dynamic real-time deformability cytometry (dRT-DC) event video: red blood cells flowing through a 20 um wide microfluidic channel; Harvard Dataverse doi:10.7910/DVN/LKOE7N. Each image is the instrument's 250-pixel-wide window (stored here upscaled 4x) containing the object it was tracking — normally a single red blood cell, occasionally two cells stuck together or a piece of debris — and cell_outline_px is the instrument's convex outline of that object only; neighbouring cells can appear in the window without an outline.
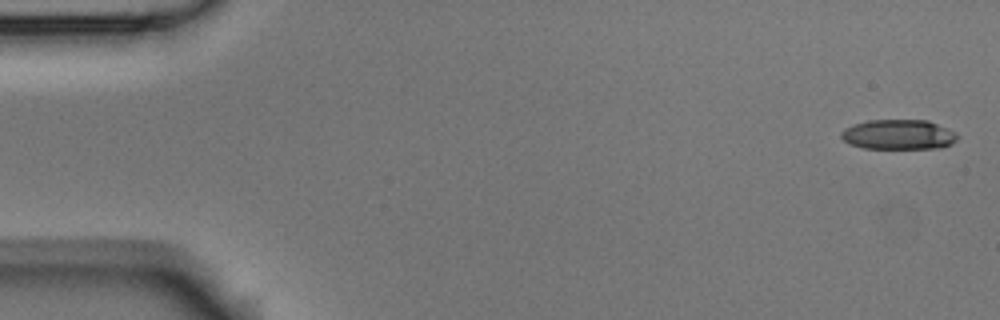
{"species": "Egyptian fruit bat (a non-hibernating species)", "species_latin": "Rousettus aegyptiacus", "temperature_condition": "room temperature", "stored_images_in_passage": 5, "camera_frame_rate_fps": 3000, "um_per_image_px": 0.085, "animal": {"sex": "male"}, "frame": {"image": 1, "passage_image": 1, "time_ms": 0.0, "image_size_px": [1000, 320], "cell_outline_px": [[960, 136], [952, 144], [944, 148], [864, 148], [852, 144], [844, 140], [840, 136], [840, 132], [844, 128], [868, 120], [928, 120], [948, 128], [956, 132]], "centroid_in_image_um": [76.43, 11.43], "position_along_channel_um": 8.6, "area_um2": 20.35}}
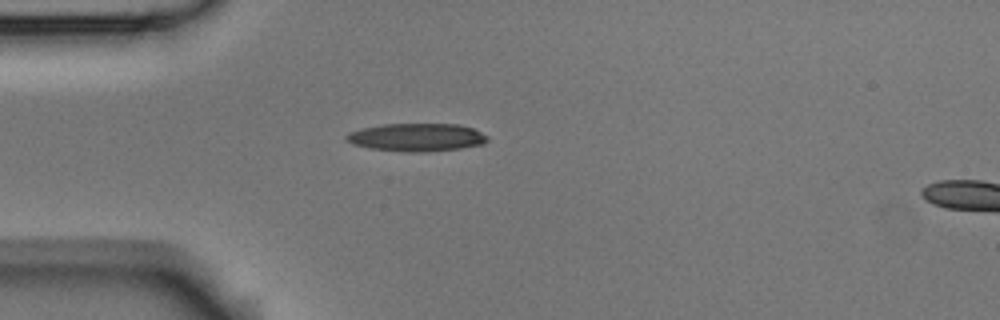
{"frame": {"image": 2, "passage_image": 4, "time_ms": 1.0, "image_size_px": [1000, 320], "cell_outline_px": [[488, 140], [484, 144], [460, 148], [424, 152], [408, 152], [368, 148], [352, 144], [344, 140], [344, 136], [348, 132], [364, 128], [384, 124], [460, 124], [472, 128], [488, 136]], "centroid_in_image_um": [35.39, 11.67], "position_along_channel_um": 49.6, "area_um2": 23.06}}